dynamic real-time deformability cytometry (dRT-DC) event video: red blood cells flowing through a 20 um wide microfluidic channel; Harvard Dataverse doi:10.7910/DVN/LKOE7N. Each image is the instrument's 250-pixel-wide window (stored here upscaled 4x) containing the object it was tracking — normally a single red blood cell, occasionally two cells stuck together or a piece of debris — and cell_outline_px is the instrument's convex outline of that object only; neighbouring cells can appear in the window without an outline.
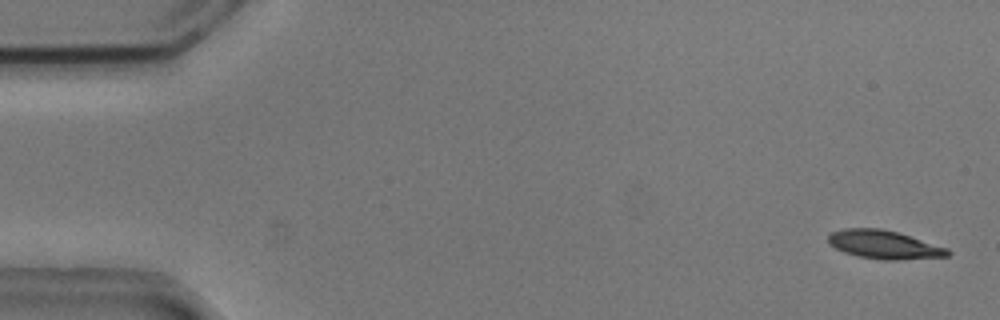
{"species": "common noctule bat (a hibernating species)", "species_latin": "Nyctalus noctula", "temperature_condition": "cold", "stored_images_in_passage": 55, "segment_of_instrument_passage": [1, 2], "camera_frame_rate_fps": 3000, "um_per_image_px": 0.085, "animal": {"sex": "male", "body_mass_g": 20.5, "forearm_length_mm": 52.5}, "frame": {"image": 1, "passage_image": 2, "time_ms": 0.333, "image_size_px": [1000, 320], "cell_outline_px": [[952, 252], [948, 256], [896, 260], [880, 260], [860, 256], [844, 252], [828, 244], [828, 236], [832, 232], [844, 228], [880, 228], [896, 232], [948, 248]], "centroid_in_image_um": [75.13, 20.79], "position_along_channel_um": 9.9, "area_um2": 19.65}}
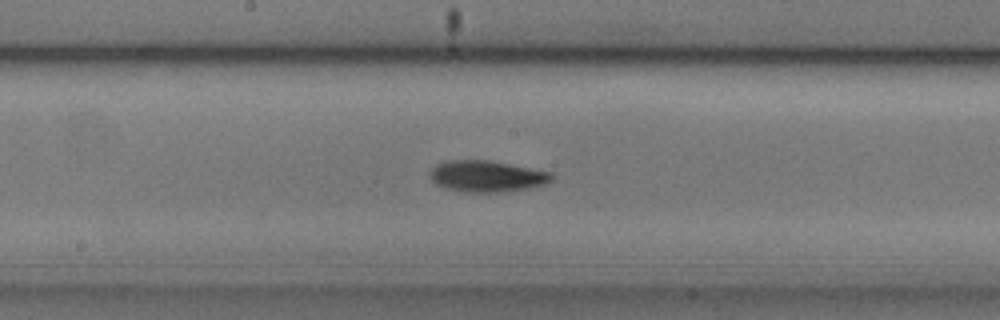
{"frame": {"image": 2, "passage_image": 28, "time_ms": 9.0, "image_size_px": [1000, 320], "cell_outline_px": [[552, 180], [544, 184], [532, 188], [500, 192], [464, 192], [444, 188], [436, 184], [428, 176], [432, 168], [436, 164], [448, 160], [488, 160], [552, 172]], "centroid_in_image_um": [41.35, 14.98], "position_along_channel_um": 206.8, "area_um2": 22.31}}
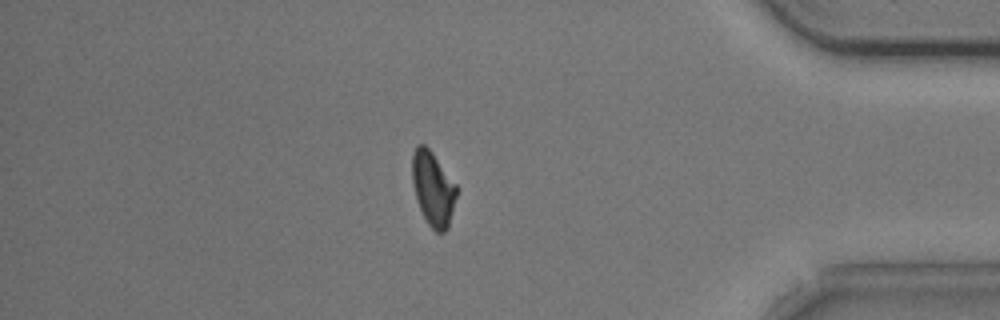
{"frame": {"image": 3, "passage_image": 46, "time_ms": 15.0, "image_size_px": [1000, 320], "cell_outline_px": [[456, 196], [448, 228], [444, 232], [436, 232], [428, 224], [416, 200], [412, 184], [412, 152], [416, 144], [424, 144], [432, 152], [456, 184]], "centroid_in_image_um": [36.78, 16.01], "position_along_channel_um": 398.4, "area_um2": 19.13}}